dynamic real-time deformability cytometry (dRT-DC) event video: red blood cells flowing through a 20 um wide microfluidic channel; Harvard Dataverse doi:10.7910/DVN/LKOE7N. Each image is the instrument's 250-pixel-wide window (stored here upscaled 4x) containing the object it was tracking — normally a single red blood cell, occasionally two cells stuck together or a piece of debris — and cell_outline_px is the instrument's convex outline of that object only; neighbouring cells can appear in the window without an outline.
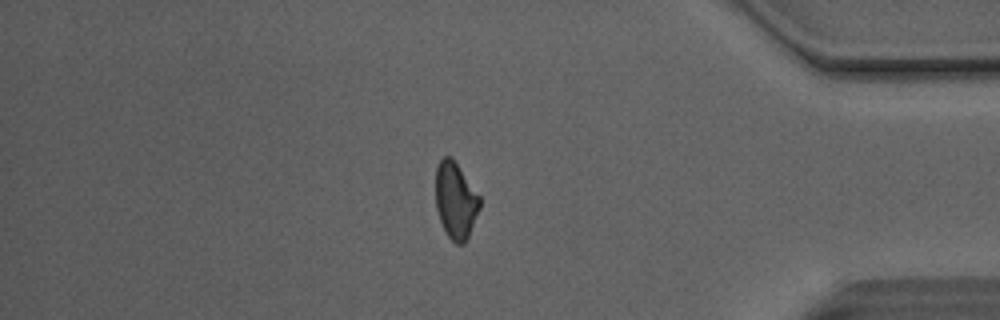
{"species": "Egyptian fruit bat (a non-hibernating species)", "species_latin": "Rousettus aegyptiacus", "temperature_condition": "room temperature", "stored_images_in_passage": 34, "camera_frame_rate_fps": 3000, "um_per_image_px": 0.085, "animal": {"sex": "male"}, "frame": {"image": 1, "passage_image": 27, "time_ms": 8.667, "image_size_px": [1000, 320], "cell_outline_px": [[480, 208], [468, 236], [464, 244], [456, 244], [448, 236], [440, 220], [436, 208], [436, 168], [440, 160], [444, 156], [452, 156], [480, 196]], "centroid_in_image_um": [38.73, 17.02], "position_along_channel_um": 396.5, "area_um2": 19.59}}
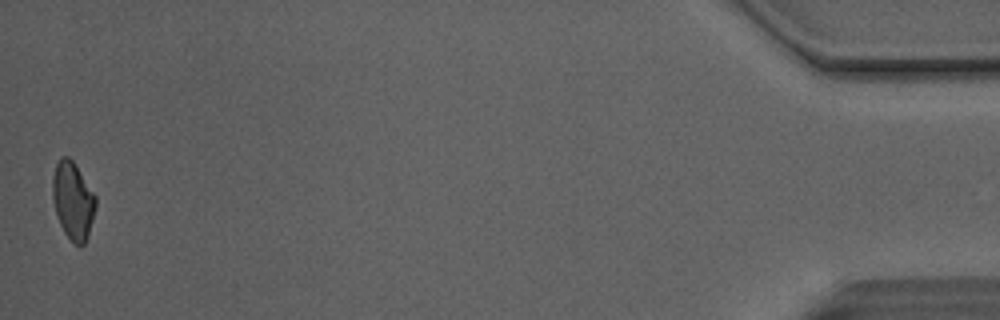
{"frame": {"image": 2, "passage_image": 34, "time_ms": 11.0, "image_size_px": [1000, 320], "cell_outline_px": [[96, 208], [88, 236], [84, 244], [80, 248], [72, 244], [64, 232], [60, 224], [52, 200], [52, 176], [56, 164], [60, 156], [68, 156], [72, 160], [96, 196]], "centroid_in_image_um": [6.19, 17.09], "position_along_channel_um": 429.0, "area_um2": 19.71}, "authors_computed_cell_mechanics": {"area_um2": 20.1433, "velocity_mm_per_s": 4.1382, "shape_relaxation_time_tau1_ms": null, "shape_relaxation_time_tau2_ms": 2.6302, "deformation_change_tau1": null, "deformation_change_tau2": 0.098}}